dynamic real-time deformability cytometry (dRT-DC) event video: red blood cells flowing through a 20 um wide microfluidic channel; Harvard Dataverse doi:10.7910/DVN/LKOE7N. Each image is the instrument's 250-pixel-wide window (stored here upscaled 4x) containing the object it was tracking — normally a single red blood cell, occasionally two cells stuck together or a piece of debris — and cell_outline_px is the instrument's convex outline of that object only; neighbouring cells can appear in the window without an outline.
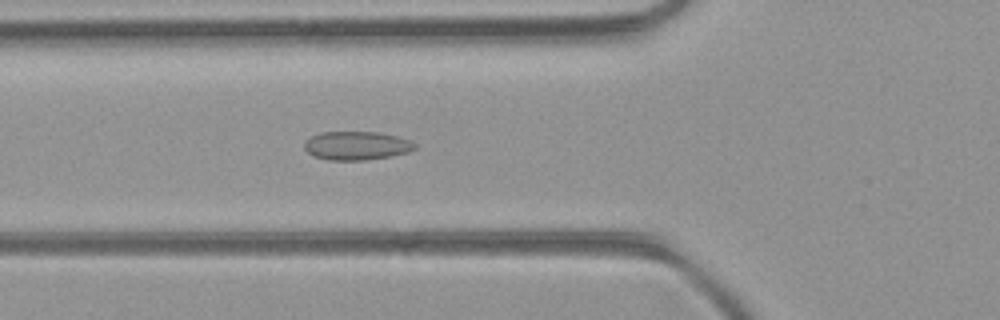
{"species": "common noctule bat (a hibernating species)", "species_latin": "Nyctalus noctula", "temperature_condition": "room temperature", "stored_images_in_passage": 52, "camera_frame_rate_fps": 3000, "um_per_image_px": 0.085, "animal": {"sex": "female", "body_mass_g": 21.9}, "frame": {"image": 1, "passage_image": 19, "time_ms": 6.0, "image_size_px": [1000, 320], "cell_outline_px": [[416, 148], [408, 152], [392, 156], [364, 160], [328, 160], [312, 156], [304, 148], [304, 140], [320, 132], [380, 132], [412, 140], [416, 144]], "centroid_in_image_um": [30.31, 12.38], "position_along_channel_um": 95.5, "area_um2": 18.61}}
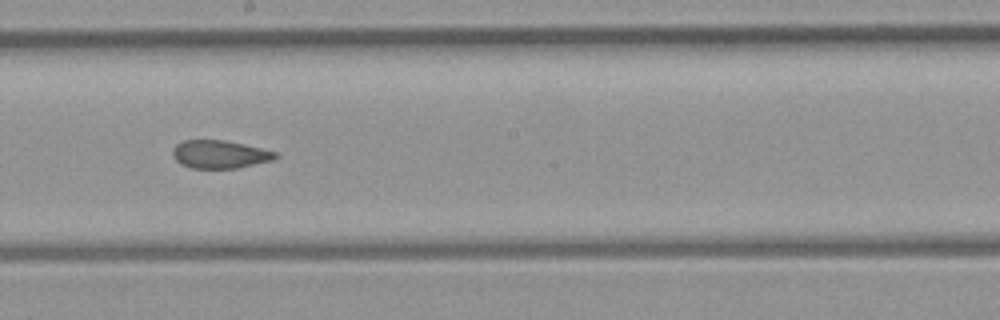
{"frame": {"image": 2, "passage_image": 29, "time_ms": 9.333, "image_size_px": [1000, 320], "cell_outline_px": [[280, 156], [272, 160], [236, 168], [192, 168], [180, 164], [172, 156], [172, 148], [176, 144], [184, 140], [224, 140], [244, 144], [276, 152]], "centroid_in_image_um": [18.65, 13.11], "position_along_channel_um": 229.6, "area_um2": 16.76}}
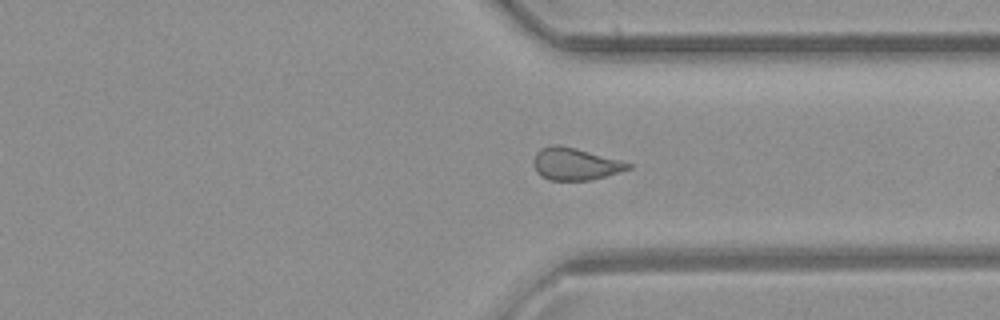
{"frame": {"image": 3, "passage_image": 39, "time_ms": 12.667, "image_size_px": [1000, 320], "cell_outline_px": [[632, 168], [592, 180], [548, 180], [540, 176], [536, 172], [532, 164], [532, 160], [536, 152], [540, 148], [552, 144], [556, 144], [576, 148], [620, 160], [632, 164]], "centroid_in_image_um": [48.83, 13.94], "position_along_channel_um": 362.6, "area_um2": 17.92}, "authors_computed_cell_mechanics": {"area_um2": 18.5249, "velocity_mm_per_s": 3.9991, "shape_relaxation_time_tau1_ms": null, "shape_relaxation_time_tau2_ms": 2.2258, "deformation_change_tau1": null, "deformation_change_tau2": 0.0684}}